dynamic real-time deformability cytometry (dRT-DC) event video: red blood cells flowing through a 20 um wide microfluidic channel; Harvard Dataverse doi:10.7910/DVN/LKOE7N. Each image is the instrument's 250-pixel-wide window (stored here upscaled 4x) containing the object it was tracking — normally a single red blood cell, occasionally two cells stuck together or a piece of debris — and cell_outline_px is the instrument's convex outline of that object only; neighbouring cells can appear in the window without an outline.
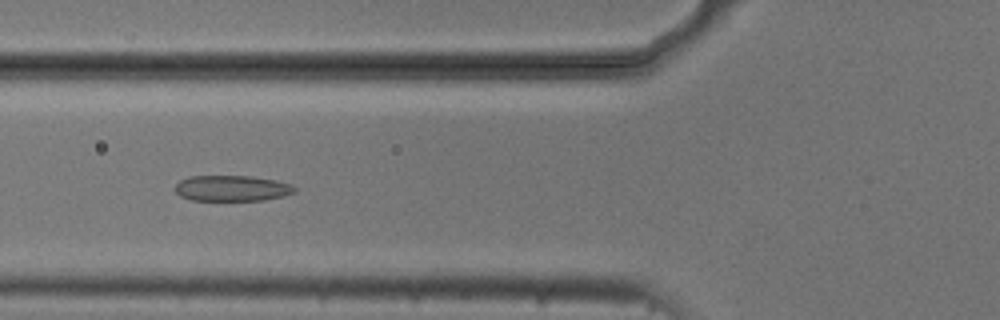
{"species": "common noctule bat (a hibernating species)", "species_latin": "Nyctalus noctula", "temperature_condition": "cold", "stored_images_in_passage": 54, "camera_frame_rate_fps": 3000, "um_per_image_px": 0.085, "animal": {"sex": "male", "body_mass_g": 20.5, "forearm_length_mm": 52.5}, "frame": {"image": 1, "passage_image": 20, "time_ms": 6.333, "image_size_px": [1000, 320], "cell_outline_px": [[296, 192], [284, 196], [264, 200], [192, 200], [180, 196], [176, 192], [176, 184], [180, 180], [188, 176], [252, 176], [292, 184], [296, 188]], "centroid_in_image_um": [19.72, 16.0], "position_along_channel_um": 106.1, "area_um2": 17.92}}
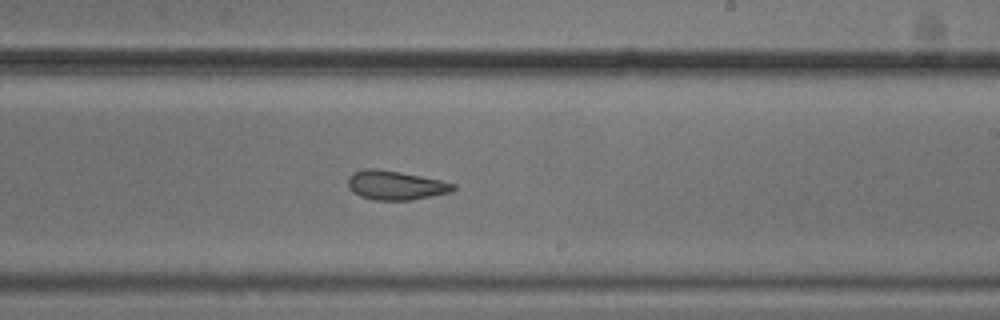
{"frame": {"image": 2, "passage_image": 32, "time_ms": 10.333, "image_size_px": [1000, 320], "cell_outline_px": [[456, 188], [452, 192], [412, 200], [372, 200], [360, 196], [348, 184], [348, 176], [352, 172], [364, 168], [376, 168], [400, 172], [440, 180], [456, 184]], "centroid_in_image_um": [33.64, 15.74], "position_along_channel_um": 255.4, "area_um2": 17.86}}
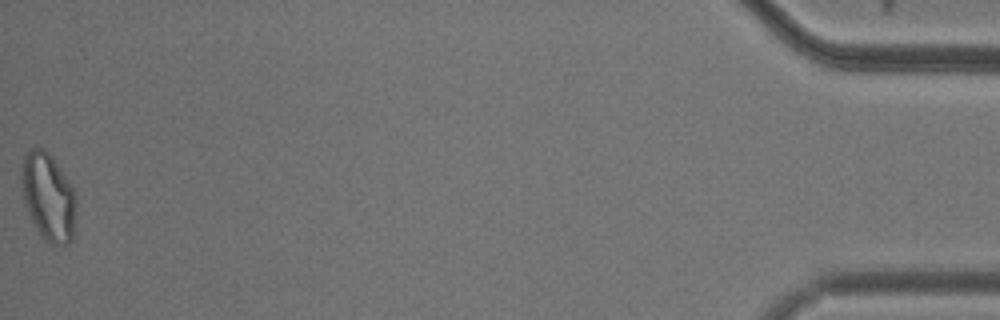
{"frame": {"image": 3, "passage_image": 54, "time_ms": 17.667, "image_size_px": [1000, 320], "cell_outline_px": [[76, 204], [72, 240], [68, 244], [48, 244], [40, 236], [28, 212], [24, 200], [20, 180], [20, 168], [24, 156], [28, 148], [44, 148], [52, 156], [72, 188], [76, 200]], "centroid_in_image_um": [4.07, 16.72], "position_along_channel_um": 431.1, "area_um2": 27.98}, "authors_computed_cell_mechanics": {"area_um2": 19.9121, "velocity_mm_per_s": 3.7239, "shape_relaxation_time_tau1_ms": null, "shape_relaxation_time_tau2_ms": 2.1746, "deformation_change_tau1": null, "deformation_change_tau2": 0.0821}}